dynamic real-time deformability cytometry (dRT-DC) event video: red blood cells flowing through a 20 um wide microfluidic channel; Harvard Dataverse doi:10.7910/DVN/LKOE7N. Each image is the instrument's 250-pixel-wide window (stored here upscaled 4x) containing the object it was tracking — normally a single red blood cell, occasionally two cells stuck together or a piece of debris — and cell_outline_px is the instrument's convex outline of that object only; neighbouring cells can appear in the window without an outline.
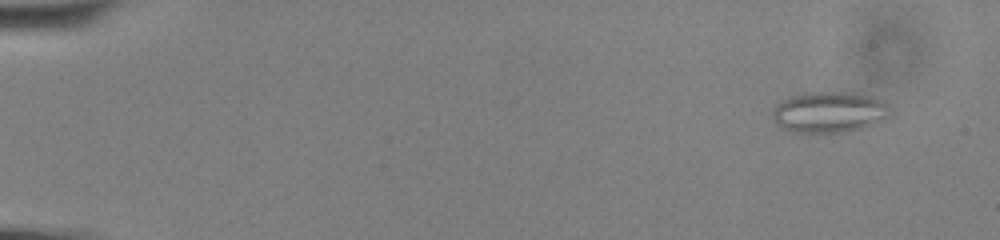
{"species": "common noctule bat (a hibernating species)", "species_latin": "Nyctalus noctula", "temperature_condition": "cold", "stored_images_in_passage": 55, "camera_frame_rate_fps": 3000, "um_per_image_px": 0.085, "animal": {"sex": "male", "body_mass_g": 13.0, "forearm_length_mm": 53.1}, "frame": {"image": 1, "passage_image": 1, "time_ms": 0.0, "image_size_px": [1000, 240], "cell_outline_px": [[896, 112], [892, 116], [864, 128], [840, 132], [792, 132], [780, 128], [776, 124], [772, 116], [772, 112], [776, 104], [792, 96], [812, 92], [844, 92], [868, 96], [884, 100], [892, 104]], "centroid_in_image_um": [70.57, 9.54], "position_along_channel_um": 14.4, "area_um2": 28.5}}
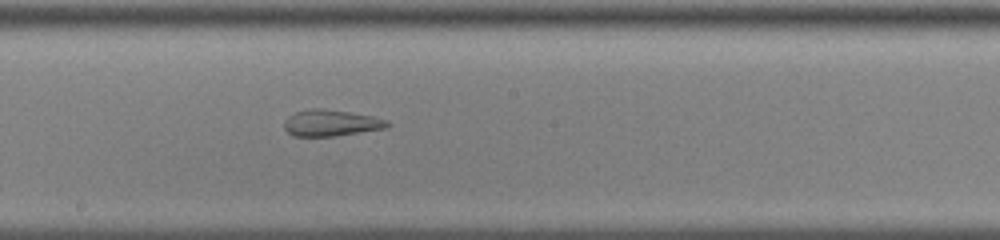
{"frame": {"image": 2, "passage_image": 30, "time_ms": 9.667, "image_size_px": [1000, 240], "cell_outline_px": [[392, 124], [388, 128], [336, 136], [292, 136], [284, 128], [284, 120], [288, 116], [296, 112], [312, 108], [324, 108], [372, 116], [388, 120]], "centroid_in_image_um": [28.16, 10.45], "position_along_channel_um": 220.0, "area_um2": 16.01}}
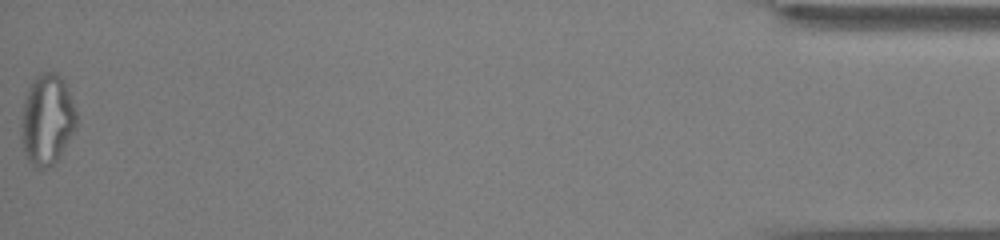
{"frame": {"image": 3, "passage_image": 55, "time_ms": 18.0, "image_size_px": [1000, 240], "cell_outline_px": [[76, 128], [60, 156], [48, 168], [36, 168], [28, 160], [24, 152], [20, 140], [20, 124], [24, 100], [32, 80], [36, 76], [44, 72], [56, 72], [60, 76], [68, 92], [76, 112]], "centroid_in_image_um": [3.96, 10.2], "position_along_channel_um": 431.2, "area_um2": 29.13}, "authors_computed_cell_mechanics": {"area_um2": 23.2934, "velocity_mm_per_s": 3.5943, "shape_relaxation_time_tau1_ms": null, "shape_relaxation_time_tau2_ms": 1.4372, "deformation_change_tau1": null, "deformation_change_tau2": 0.0876}}